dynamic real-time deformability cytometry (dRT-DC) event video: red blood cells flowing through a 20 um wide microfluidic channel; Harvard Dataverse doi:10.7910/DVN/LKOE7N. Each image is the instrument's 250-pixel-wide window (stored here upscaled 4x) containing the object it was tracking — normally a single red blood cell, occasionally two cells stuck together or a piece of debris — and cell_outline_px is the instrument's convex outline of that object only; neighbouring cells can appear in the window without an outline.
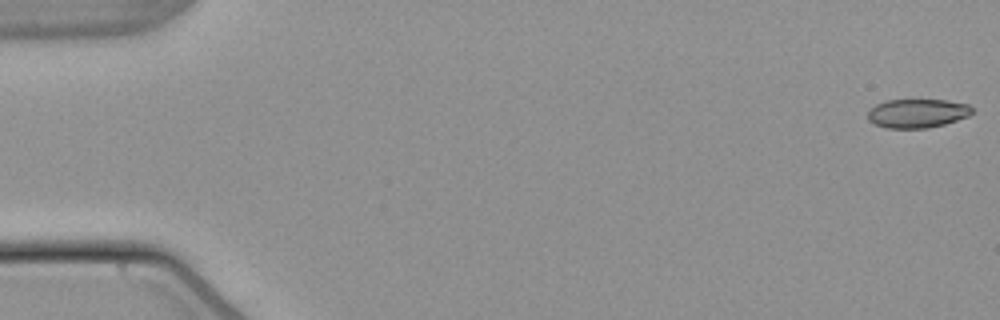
{"species": "common noctule bat (a hibernating species)", "species_latin": "Nyctalus noctula", "temperature_condition": "warm", "stored_images_in_passage": 54, "camera_frame_rate_fps": 3000, "um_per_image_px": 0.085, "animal": {"sex": "male", "body_mass_g": 21.5, "forearm_length_mm": 52.0}, "frame": {"image": 1, "passage_image": 1, "time_ms": 0.0, "image_size_px": [1000, 320], "cell_outline_px": [[972, 112], [968, 116], [944, 124], [928, 128], [888, 128], [876, 124], [868, 120], [868, 112], [876, 104], [888, 100], [948, 100], [968, 104], [972, 108]], "centroid_in_image_um": [77.98, 9.63], "position_along_channel_um": 7.0, "area_um2": 17.4}}
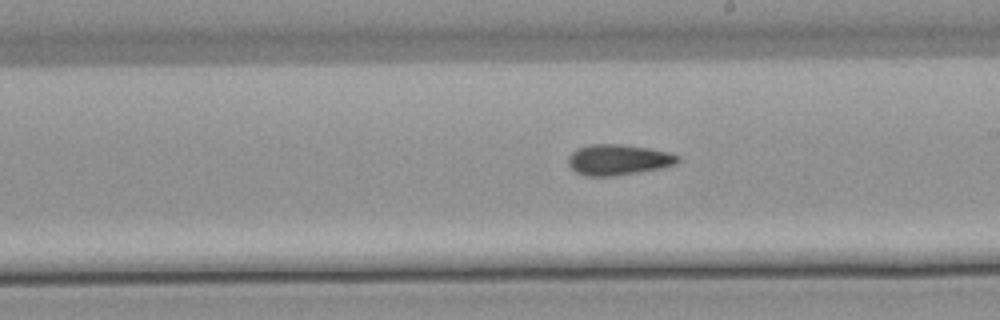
{"frame": {"image": 2, "passage_image": 31, "time_ms": 10.0, "image_size_px": [1000, 320], "cell_outline_px": [[680, 160], [676, 164], [660, 168], [616, 176], [584, 176], [576, 172], [568, 164], [568, 156], [576, 148], [588, 144], [620, 144], [648, 148], [668, 152], [680, 156]], "centroid_in_image_um": [52.53, 13.58], "position_along_channel_um": 236.5, "area_um2": 19.71}}
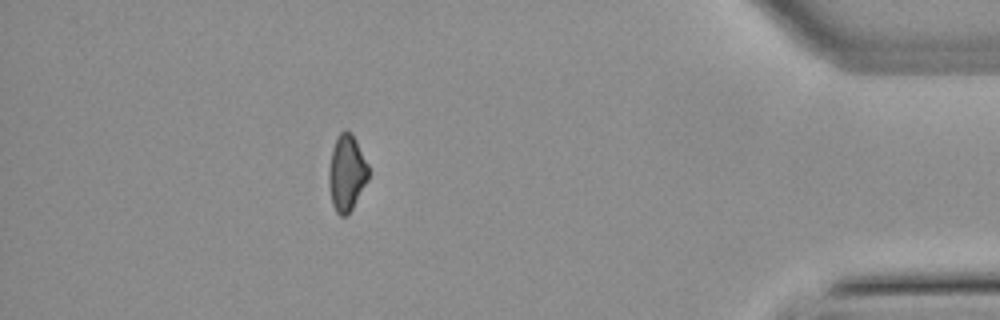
{"frame": {"image": 3, "passage_image": 48, "time_ms": 15.667, "image_size_px": [1000, 320], "cell_outline_px": [[368, 180], [352, 208], [344, 216], [340, 216], [336, 212], [332, 204], [328, 184], [328, 168], [332, 148], [336, 136], [344, 128], [352, 132], [368, 164]], "centroid_in_image_um": [29.44, 14.65], "position_along_channel_um": 405.8, "area_um2": 17.8}, "authors_computed_cell_mechanics": {"area_um2": 18.6116, "velocity_mm_per_s": 3.8352, "shape_relaxation_time_tau1_ms": null, "shape_relaxation_time_tau2_ms": 7.702, "deformation_change_tau1": null, "deformation_change_tau2": 0.1406}}